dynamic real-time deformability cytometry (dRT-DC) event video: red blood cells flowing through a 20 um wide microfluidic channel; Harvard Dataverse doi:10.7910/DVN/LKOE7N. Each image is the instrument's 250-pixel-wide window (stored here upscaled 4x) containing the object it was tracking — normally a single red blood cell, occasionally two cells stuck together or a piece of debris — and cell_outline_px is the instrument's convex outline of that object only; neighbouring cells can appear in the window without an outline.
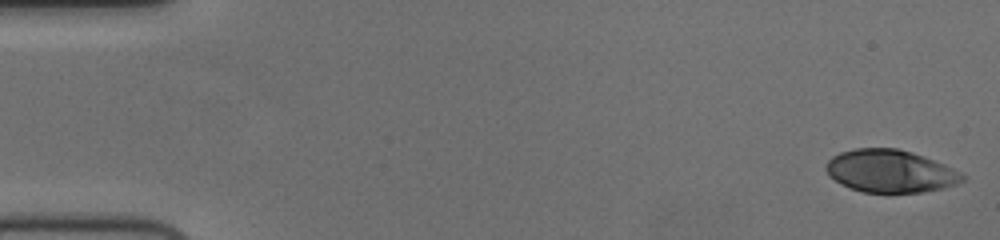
{"species": "human", "species_latin": "Homo sapiens", "temperature_condition": "cold", "stored_images_in_passage": 55, "camera_frame_rate_fps": 3000, "um_per_image_px": 0.085, "donor": {"sex": "female"}, "frame": {"image": 1, "passage_image": 1, "time_ms": 0.0, "image_size_px": [1000, 240], "cell_outline_px": [[968, 176], [964, 180], [956, 184], [944, 188], [924, 192], [864, 192], [840, 184], [828, 176], [824, 168], [828, 160], [832, 156], [840, 152], [856, 148], [896, 148], [912, 152], [924, 156], [944, 164]], "centroid_in_image_um": [75.67, 14.54], "position_along_channel_um": 9.3, "area_um2": 34.04}}
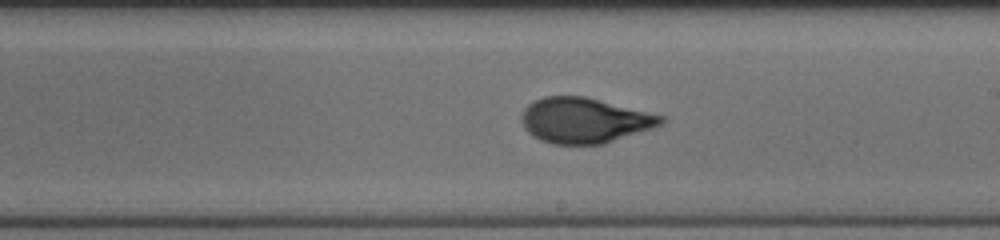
{"frame": {"image": 2, "passage_image": 32, "time_ms": 10.333, "image_size_px": [1000, 240], "cell_outline_px": [[668, 120], [664, 124], [604, 144], [552, 144], [540, 140], [532, 136], [524, 128], [520, 120], [520, 112], [532, 100], [544, 96], [584, 96], [664, 116]], "centroid_in_image_um": [49.64, 10.23], "position_along_channel_um": 239.4, "area_um2": 37.11}}
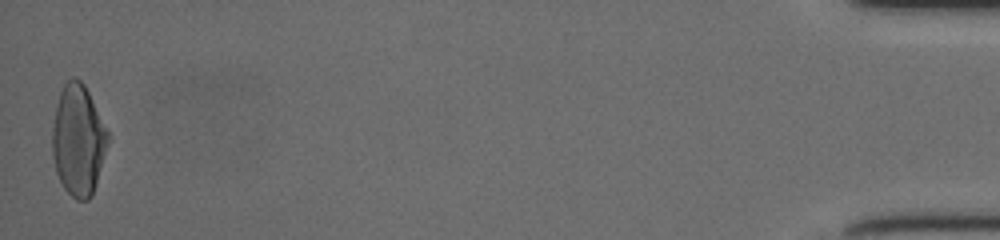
{"frame": {"image": 3, "passage_image": 55, "time_ms": 18.0, "image_size_px": [1000, 240], "cell_outline_px": [[108, 140], [92, 196], [88, 200], [76, 200], [64, 188], [56, 172], [52, 156], [52, 128], [56, 108], [60, 92], [64, 84], [72, 76], [76, 76], [84, 84], [108, 132]], "centroid_in_image_um": [6.62, 11.91], "position_along_channel_um": 428.6, "area_um2": 35.43}, "authors_computed_cell_mechanics": {"area_um2": 35.6048, "velocity_mm_per_s": 3.7294, "shape_relaxation_time_tau1_ms": 4.642, "shape_relaxation_time_tau2_ms": 0.7289, "deformation_change_tau1": 0.1828, "deformation_change_tau2": 0.0607}}